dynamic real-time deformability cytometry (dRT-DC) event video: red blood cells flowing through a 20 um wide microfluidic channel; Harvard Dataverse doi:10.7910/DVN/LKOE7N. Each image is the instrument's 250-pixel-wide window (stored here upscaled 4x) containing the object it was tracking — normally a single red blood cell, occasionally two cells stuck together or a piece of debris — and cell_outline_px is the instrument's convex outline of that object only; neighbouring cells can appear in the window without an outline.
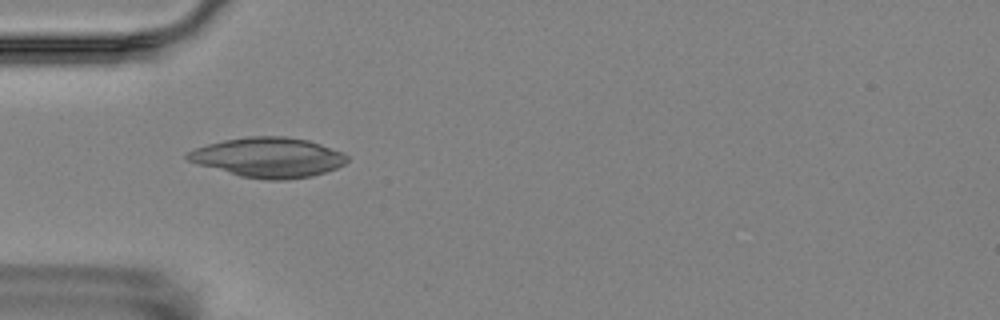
{"species": "Egyptian fruit bat (a non-hibernating species)", "species_latin": "Rousettus aegyptiacus", "temperature_condition": "room temperature", "stored_images_in_passage": 3, "camera_frame_rate_fps": 3000, "um_per_image_px": 0.085, "animal": {"sex": "female"}, "frame": {"image": 1, "passage_image": 2, "time_ms": 1.333, "image_size_px": [1000, 320], "cell_outline_px": [[348, 160], [344, 164], [336, 168], [312, 176], [284, 180], [268, 180], [240, 176], [196, 164], [188, 160], [184, 156], [184, 152], [208, 144], [224, 140], [248, 136], [288, 136], [308, 140], [344, 152], [348, 156]], "centroid_in_image_um": [22.79, 13.37], "position_along_channel_um": 62.2, "area_um2": 37.22}}
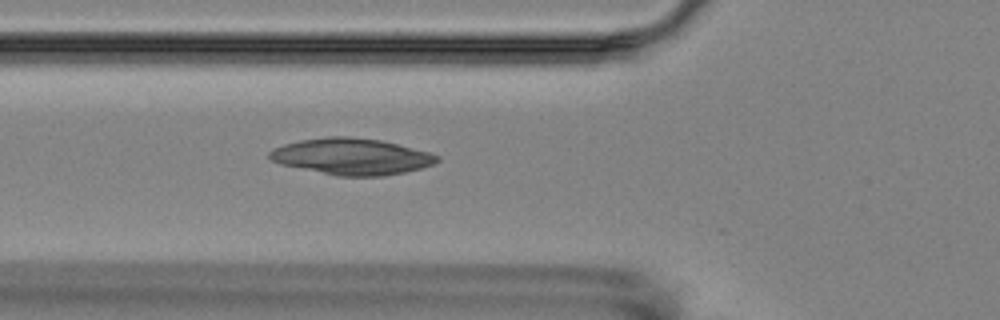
{"frame": {"image": 2, "passage_image": 3, "time_ms": 2.333, "image_size_px": [1000, 320], "cell_outline_px": [[440, 160], [432, 164], [420, 168], [404, 172], [384, 176], [336, 176], [280, 164], [272, 160], [268, 156], [268, 152], [272, 148], [284, 144], [300, 140], [328, 136], [348, 136], [380, 140], [428, 152], [440, 156]], "centroid_in_image_um": [29.85, 13.3], "position_along_channel_um": 96.0, "area_um2": 35.43}}